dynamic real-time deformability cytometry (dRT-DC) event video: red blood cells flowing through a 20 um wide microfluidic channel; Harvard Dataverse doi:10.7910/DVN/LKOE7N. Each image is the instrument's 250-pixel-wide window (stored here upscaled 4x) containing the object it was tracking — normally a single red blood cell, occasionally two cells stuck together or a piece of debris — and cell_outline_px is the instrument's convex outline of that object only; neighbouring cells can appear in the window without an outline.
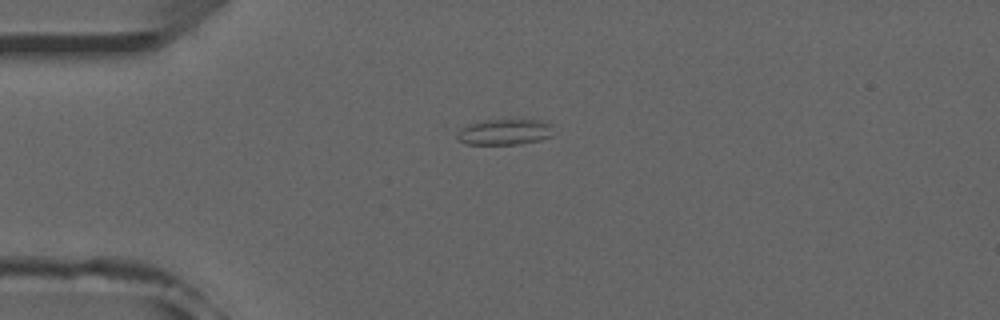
{"species": "common noctule bat (a hibernating species)", "species_latin": "Nyctalus noctula", "temperature_condition": "room temperature", "stored_images_in_passage": 40, "camera_frame_rate_fps": 3000, "um_per_image_px": 0.085, "animal": {"sex": "male", "forearm_length_mm": 52.5}, "frame": {"image": 1, "passage_image": 1, "time_ms": 0.0, "image_size_px": [1000, 320], "cell_outline_px": [[552, 136], [540, 140], [520, 144], [464, 144], [456, 136], [460, 128], [468, 124], [484, 120], [524, 116], [544, 120], [552, 124]], "centroid_in_image_um": [42.97, 11.15], "position_along_channel_um": 42.0, "area_um2": 15.43}}
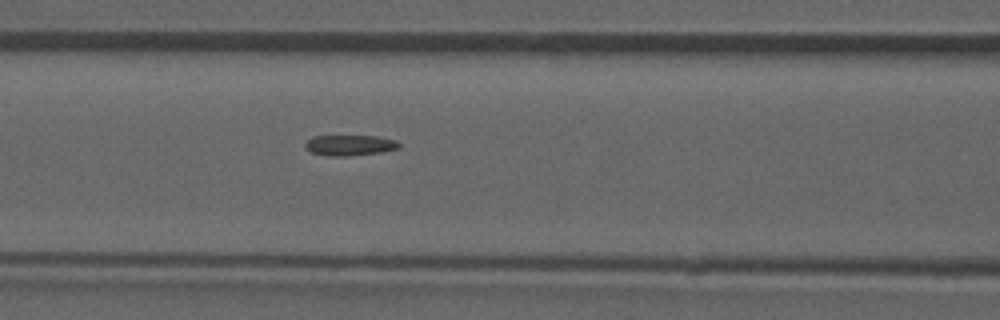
{"frame": {"image": 2, "passage_image": 10, "time_ms": 3.0, "image_size_px": [1000, 320], "cell_outline_px": [[400, 148], [380, 152], [348, 156], [328, 156], [312, 152], [304, 144], [312, 136], [376, 136], [396, 140], [400, 144]], "centroid_in_image_um": [29.76, 12.34], "position_along_channel_um": 136.8, "area_um2": 11.16}}
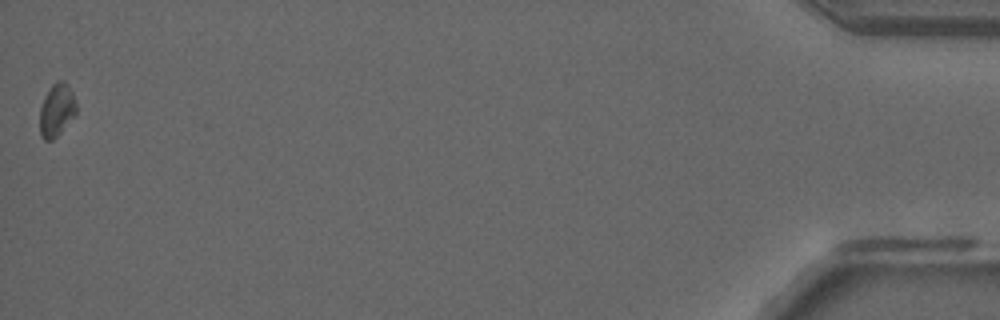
{"frame": {"image": 3, "passage_image": 40, "time_ms": 13.0, "image_size_px": [1000, 320], "cell_outline_px": [[76, 112], [60, 132], [52, 140], [44, 140], [40, 136], [40, 108], [44, 96], [52, 84], [56, 80], [64, 80], [68, 84], [72, 92], [76, 104]], "centroid_in_image_um": [4.79, 9.32], "position_along_channel_um": 430.4, "area_um2": 11.16}}